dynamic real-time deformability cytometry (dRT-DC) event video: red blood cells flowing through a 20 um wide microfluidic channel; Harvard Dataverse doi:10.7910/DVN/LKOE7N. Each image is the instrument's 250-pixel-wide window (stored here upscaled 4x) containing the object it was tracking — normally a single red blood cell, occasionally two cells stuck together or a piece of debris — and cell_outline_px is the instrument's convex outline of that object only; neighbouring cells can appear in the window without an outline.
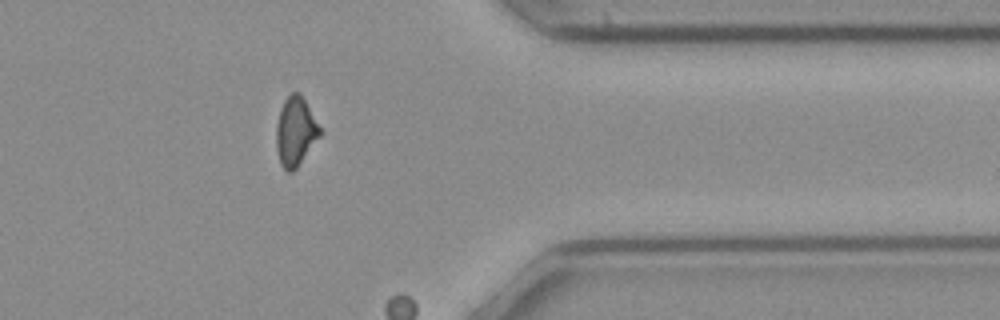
{"species": "common noctule bat (a hibernating species)", "species_latin": "Nyctalus noctula", "temperature_condition": "cold", "stored_images_in_passage": 47, "camera_frame_rate_fps": 3000, "um_per_image_px": 0.085, "animal": {"sex": "female", "body_mass_g": 21.9}, "frame": {"image": 1, "passage_image": 40, "time_ms": 13.0, "image_size_px": [1000, 320], "cell_outline_px": [[324, 132], [296, 168], [292, 172], [288, 172], [280, 164], [276, 148], [276, 124], [280, 108], [284, 100], [292, 92], [300, 92]], "centroid_in_image_um": [25.13, 11.16], "position_along_channel_um": 386.3, "area_um2": 17.8}}